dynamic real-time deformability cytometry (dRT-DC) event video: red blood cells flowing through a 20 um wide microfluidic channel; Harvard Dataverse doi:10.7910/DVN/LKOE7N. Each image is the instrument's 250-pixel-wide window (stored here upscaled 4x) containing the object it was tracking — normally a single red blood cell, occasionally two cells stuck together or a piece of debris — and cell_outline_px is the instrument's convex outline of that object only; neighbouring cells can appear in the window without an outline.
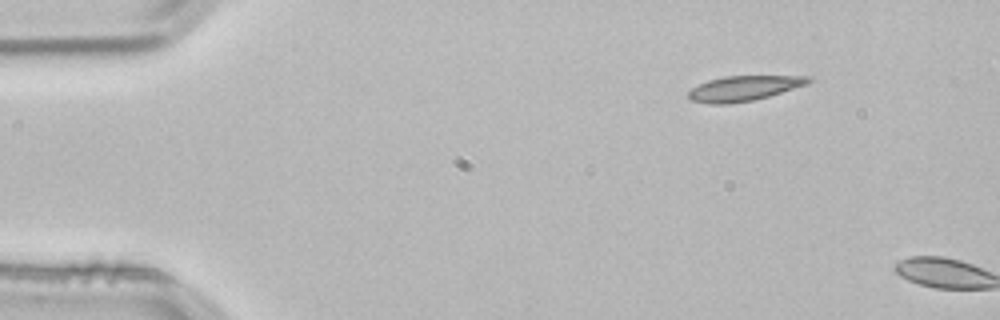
{"species": "common noctule bat (a hibernating species)", "species_latin": "Nyctalus noctula", "temperature_condition": "room temperature", "stored_images_in_passage": 2, "camera_frame_rate_fps": 3000, "um_per_image_px": 0.085, "animal": {"sex": "male", "body_mass_g": 21.5, "forearm_length_mm": 52.0}, "frame": {"image": 1, "passage_image": 1, "time_ms": 0.0, "image_size_px": [1000, 320], "cell_outline_px": [[812, 80], [808, 84], [768, 96], [752, 100], [728, 104], [708, 104], [692, 100], [688, 96], [688, 92], [692, 88], [708, 80], [724, 76], [812, 76]], "centroid_in_image_um": [63.23, 7.5], "position_along_channel_um": 21.8, "area_um2": 17.4}}